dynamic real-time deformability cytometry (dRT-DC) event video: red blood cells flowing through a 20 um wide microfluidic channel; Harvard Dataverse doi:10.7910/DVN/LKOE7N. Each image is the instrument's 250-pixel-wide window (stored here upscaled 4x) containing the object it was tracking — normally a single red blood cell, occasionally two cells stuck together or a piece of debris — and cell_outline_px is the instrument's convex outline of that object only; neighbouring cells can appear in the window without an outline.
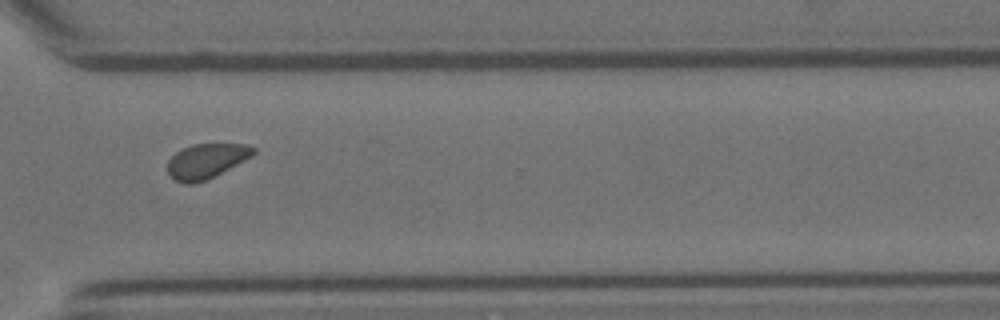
{"species": "Egyptian fruit bat (a non-hibernating species)", "species_latin": "Rousettus aegyptiacus", "temperature_condition": "room temperature", "stored_images_in_passage": 16, "camera_frame_rate_fps": 3000, "um_per_image_px": 0.085, "animal": {"sex": "female"}, "frame": {"image": 1, "passage_image": 12, "time_ms": 13.667, "image_size_px": [1000, 320], "cell_outline_px": [[256, 152], [252, 156], [204, 180], [192, 184], [184, 184], [176, 180], [168, 172], [168, 160], [176, 152], [192, 144], [244, 144], [256, 148]], "centroid_in_image_um": [17.53, 13.67], "position_along_channel_um": 353.1, "area_um2": 16.94}}
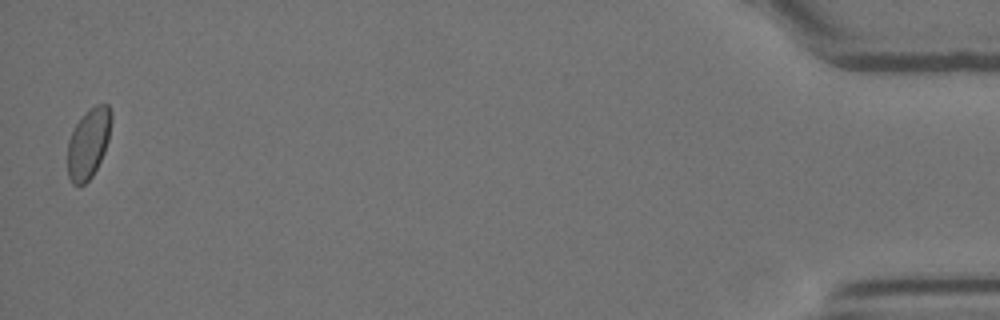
{"frame": {"image": 2, "passage_image": 16, "time_ms": 18.333, "image_size_px": [1000, 320], "cell_outline_px": [[112, 116], [108, 140], [104, 152], [92, 176], [84, 184], [72, 184], [68, 176], [68, 140], [76, 124], [96, 104], [108, 104], [112, 112]], "centroid_in_image_um": [7.52, 12.19], "position_along_channel_um": 427.7, "area_um2": 17.46}}